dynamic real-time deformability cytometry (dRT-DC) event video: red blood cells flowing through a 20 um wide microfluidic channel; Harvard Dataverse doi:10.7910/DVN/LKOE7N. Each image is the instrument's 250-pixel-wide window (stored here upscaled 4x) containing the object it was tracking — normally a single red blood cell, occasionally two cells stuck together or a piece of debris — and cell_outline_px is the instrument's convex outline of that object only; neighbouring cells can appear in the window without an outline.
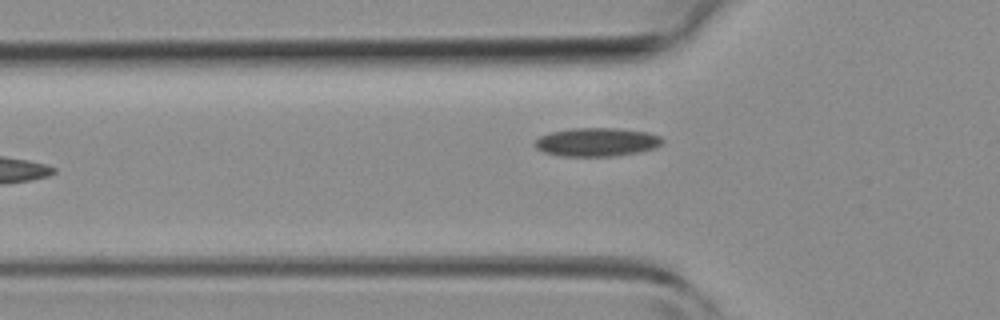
{"species": "common noctule bat (a hibernating species)", "species_latin": "Nyctalus noctula", "temperature_condition": "room temperature", "stored_images_in_passage": 4, "camera_frame_rate_fps": 3000, "um_per_image_px": 0.085, "animal": {"sex": "female", "body_mass_g": 19.3, "forearm_length_mm": 54.1}, "frame": {"image": 1, "passage_image": 4, "time_ms": 3.667, "image_size_px": [1000, 320], "cell_outline_px": [[664, 140], [656, 148], [640, 152], [616, 156], [560, 156], [544, 152], [536, 148], [532, 144], [540, 136], [552, 132], [572, 128], [616, 128], [648, 132], [660, 136]], "centroid_in_image_um": [50.73, 12.08], "position_along_channel_um": 75.1, "area_um2": 21.33}}